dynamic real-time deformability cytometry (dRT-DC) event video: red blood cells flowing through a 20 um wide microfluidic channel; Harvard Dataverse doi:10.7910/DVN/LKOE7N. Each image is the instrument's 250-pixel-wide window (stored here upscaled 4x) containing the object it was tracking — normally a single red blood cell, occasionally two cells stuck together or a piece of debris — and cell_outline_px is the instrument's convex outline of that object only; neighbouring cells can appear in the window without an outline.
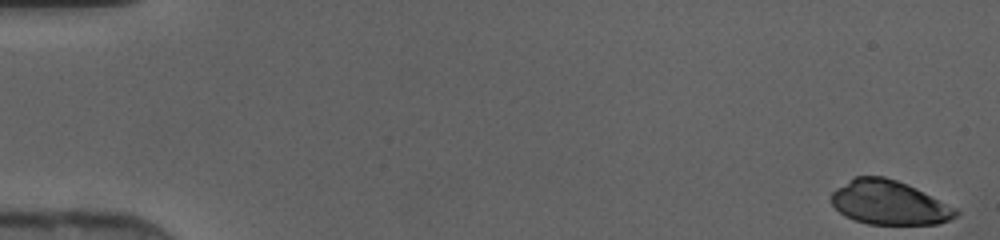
{"species": "human", "species_latin": "Homo sapiens", "temperature_condition": "cold", "stored_images_in_passage": 46, "camera_frame_rate_fps": 3000, "um_per_image_px": 0.085, "donor": {"sex": "female"}, "frame": {"image": 1, "passage_image": 1, "time_ms": 0.0, "image_size_px": [1000, 240], "cell_outline_px": [[960, 212], [956, 216], [948, 220], [936, 224], [868, 224], [844, 216], [832, 204], [832, 192], [836, 188], [856, 176], [884, 176], [908, 184], [956, 208]], "centroid_in_image_um": [75.57, 17.22], "position_along_channel_um": 9.4, "area_um2": 31.79}}
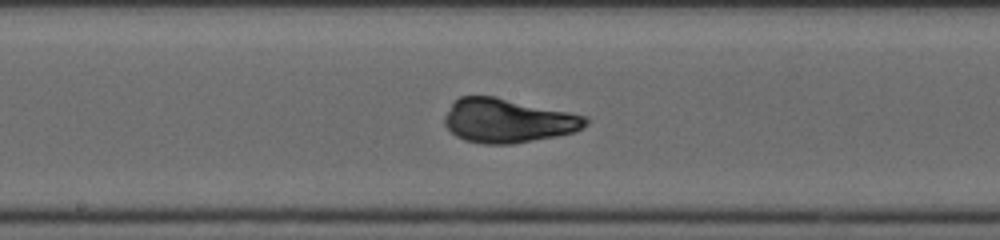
{"frame": {"image": 2, "passage_image": 25, "time_ms": 8.0, "image_size_px": [1000, 240], "cell_outline_px": [[588, 124], [584, 128], [576, 132], [556, 136], [512, 144], [484, 144], [464, 140], [456, 136], [444, 124], [444, 116], [452, 100], [460, 96], [496, 96], [588, 116]], "centroid_in_image_um": [43.16, 10.25], "position_along_channel_um": 205.0, "area_um2": 36.59}}
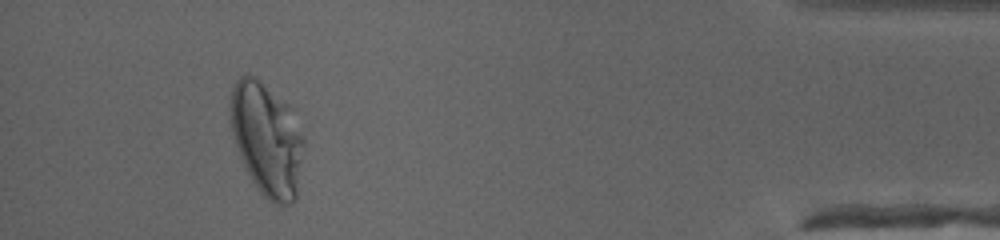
{"frame": {"image": 3, "passage_image": 43, "time_ms": 14.0, "image_size_px": [1000, 240], "cell_outline_px": [[304, 144], [296, 196], [292, 204], [276, 204], [268, 200], [256, 188], [244, 168], [232, 132], [232, 88], [236, 80], [240, 76], [252, 76], [288, 104], [304, 140]], "centroid_in_image_um": [22.69, 11.89], "position_along_channel_um": 412.5, "area_um2": 47.34}}